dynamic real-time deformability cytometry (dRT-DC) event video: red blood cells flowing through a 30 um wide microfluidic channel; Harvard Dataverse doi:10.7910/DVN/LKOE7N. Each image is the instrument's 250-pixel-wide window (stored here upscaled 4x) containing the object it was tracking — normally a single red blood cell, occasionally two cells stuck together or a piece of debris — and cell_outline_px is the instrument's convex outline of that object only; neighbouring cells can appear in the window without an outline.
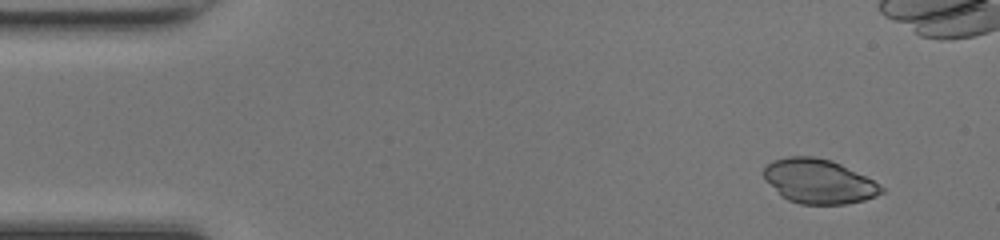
{"species": "common noctule bat (a hibernating species)", "species_latin": "Nyctalus noctula", "temperature_condition": "room temperature", "stored_images_in_passage": 46, "camera_frame_rate_fps": 3000, "um_per_image_px": 0.085, "animal": {"sex": "female", "body_mass_g": 17.0, "forearm_length_mm": 48.0}, "frame": {"image": 1, "passage_image": 1, "time_ms": 0.0, "image_size_px": [1000, 240], "cell_outline_px": [[884, 192], [876, 196], [864, 200], [844, 204], [800, 204], [788, 200], [780, 196], [764, 176], [764, 168], [772, 160], [788, 156], [812, 156], [832, 160], [880, 184], [884, 188]], "centroid_in_image_um": [69.59, 15.41], "position_along_channel_um": 15.4, "area_um2": 30.23}}